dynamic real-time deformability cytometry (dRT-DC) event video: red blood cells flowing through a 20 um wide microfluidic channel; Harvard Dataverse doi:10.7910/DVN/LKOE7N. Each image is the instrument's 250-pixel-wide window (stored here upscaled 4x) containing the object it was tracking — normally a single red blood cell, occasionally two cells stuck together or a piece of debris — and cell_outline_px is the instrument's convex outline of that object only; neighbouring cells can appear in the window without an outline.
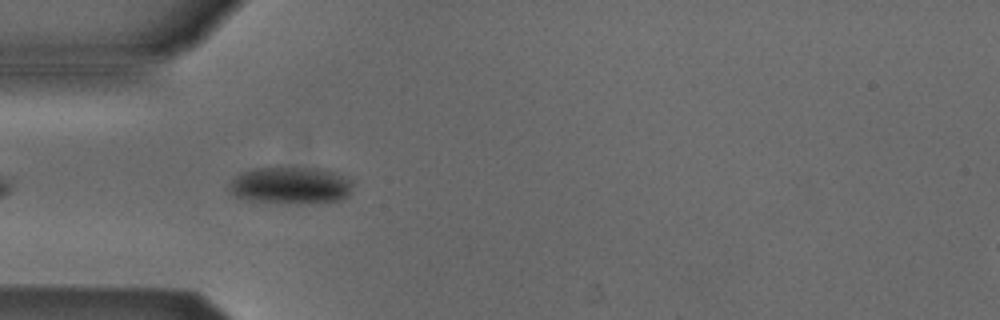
{"species": "Egyptian fruit bat (a non-hibernating species)", "species_latin": "Rousettus aegyptiacus", "temperature_condition": "cold", "stored_images_in_passage": 7, "camera_frame_rate_fps": 3000, "um_per_image_px": 0.085, "animal": {"sex": "male"}, "frame": {"image": 1, "passage_image": 4, "time_ms": 1.0, "image_size_px": [1000, 320], "cell_outline_px": [[352, 184], [348, 196], [340, 200], [300, 204], [296, 204], [248, 200], [236, 196], [232, 192], [232, 180], [240, 172], [256, 168], [316, 168], [336, 172], [352, 180]], "centroid_in_image_um": [24.75, 15.76], "position_along_channel_um": 60.3, "area_um2": 26.47}}